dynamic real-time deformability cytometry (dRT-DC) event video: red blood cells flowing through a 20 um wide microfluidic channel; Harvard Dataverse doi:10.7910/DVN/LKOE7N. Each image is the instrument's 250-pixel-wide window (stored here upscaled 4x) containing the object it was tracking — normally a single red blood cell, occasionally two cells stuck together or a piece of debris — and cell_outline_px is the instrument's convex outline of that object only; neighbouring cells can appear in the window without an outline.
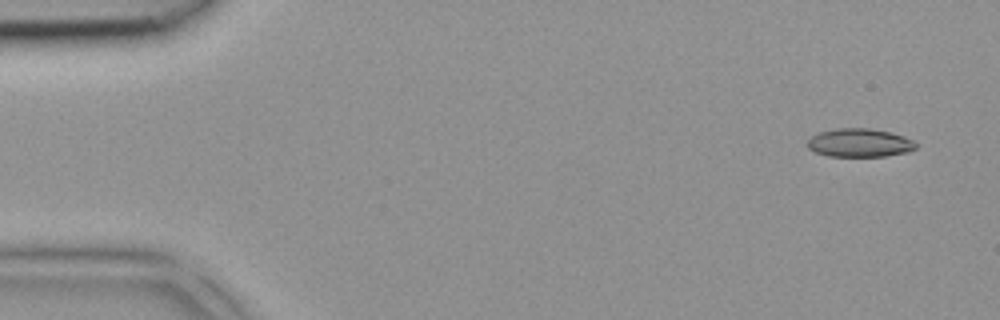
{"species": "common noctule bat (a hibernating species)", "species_latin": "Nyctalus noctula", "temperature_condition": "room temperature", "stored_images_in_passage": 4, "camera_frame_rate_fps": 3000, "um_per_image_px": 0.085, "animal": {"sex": "female", "body_mass_g": 18.4}, "frame": {"image": 1, "passage_image": 1, "time_ms": 0.0, "image_size_px": [1000, 320], "cell_outline_px": [[916, 148], [908, 152], [884, 156], [828, 156], [816, 152], [808, 148], [808, 140], [812, 136], [820, 132], [836, 128], [868, 128], [888, 132], [904, 136], [912, 140], [916, 144]], "centroid_in_image_um": [73.06, 12.14], "position_along_channel_um": 11.9, "area_um2": 17.8}}